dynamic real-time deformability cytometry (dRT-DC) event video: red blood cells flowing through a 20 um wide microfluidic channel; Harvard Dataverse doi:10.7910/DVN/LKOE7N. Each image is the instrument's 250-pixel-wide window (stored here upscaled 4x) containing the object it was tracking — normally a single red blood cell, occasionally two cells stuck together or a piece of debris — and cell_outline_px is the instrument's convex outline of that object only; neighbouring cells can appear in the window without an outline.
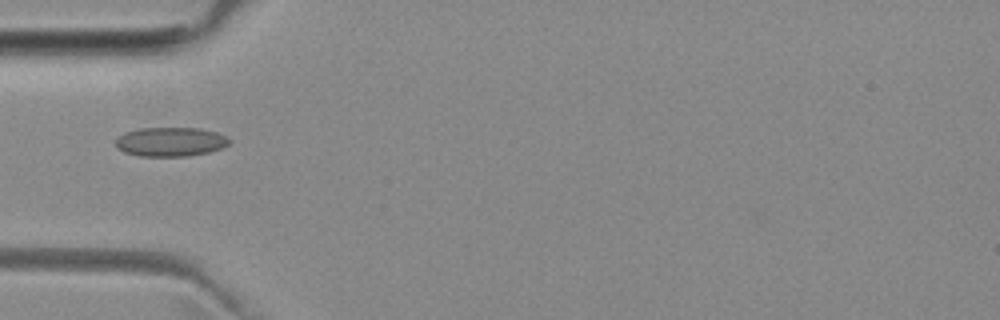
{"species": "common noctule bat (a hibernating species)", "species_latin": "Nyctalus noctula", "temperature_condition": "room temperature", "stored_images_in_passage": 4, "camera_frame_rate_fps": 3000, "um_per_image_px": 0.085, "animal": {"sex": "female", "body_mass_g": 29.2, "forearm_length_mm": 56.3}, "frame": {"image": 1, "passage_image": 3, "time_ms": 2.333, "image_size_px": [1000, 320], "cell_outline_px": [[232, 140], [224, 148], [208, 152], [188, 156], [140, 156], [124, 152], [116, 148], [116, 140], [124, 132], [140, 128], [200, 128], [216, 132], [228, 136]], "centroid_in_image_um": [14.53, 12.05], "position_along_channel_um": 70.5, "area_um2": 19.48}}
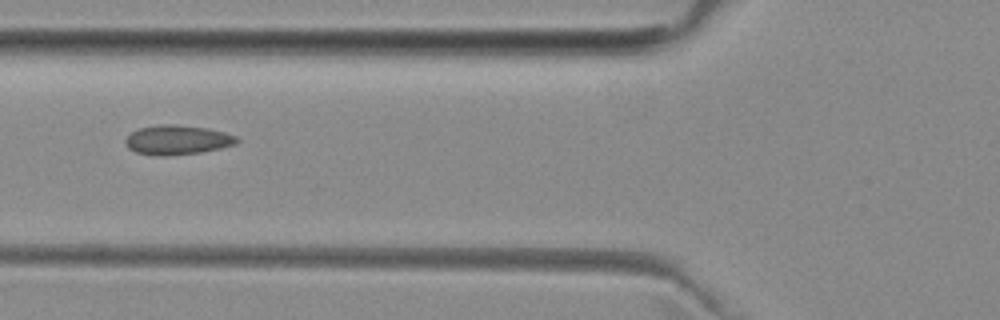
{"frame": {"image": 2, "passage_image": 4, "time_ms": 3.333, "image_size_px": [1000, 320], "cell_outline_px": [[240, 140], [236, 144], [220, 148], [200, 152], [164, 156], [156, 156], [136, 152], [128, 148], [124, 140], [132, 132], [140, 128], [160, 124], [176, 124], [208, 128], [224, 132], [236, 136]], "centroid_in_image_um": [15.08, 11.89], "position_along_channel_um": 110.7, "area_um2": 19.13}}